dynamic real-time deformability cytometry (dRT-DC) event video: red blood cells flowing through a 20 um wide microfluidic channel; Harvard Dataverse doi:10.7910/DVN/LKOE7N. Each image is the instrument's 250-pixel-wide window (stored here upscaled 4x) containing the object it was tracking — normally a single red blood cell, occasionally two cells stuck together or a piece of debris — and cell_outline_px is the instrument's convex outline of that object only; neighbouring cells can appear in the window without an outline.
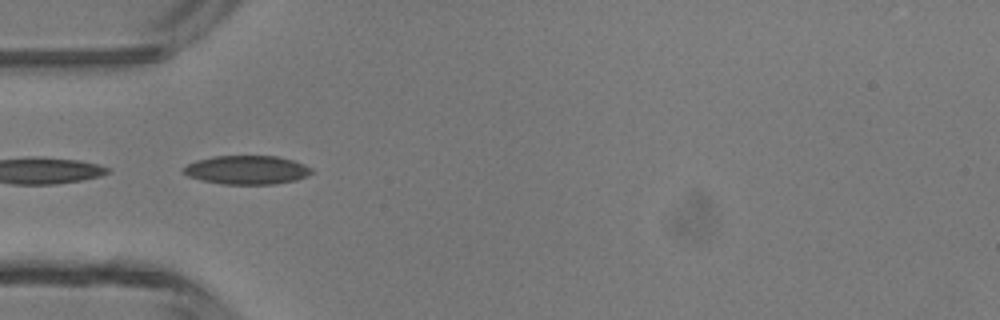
{"species": "common noctule bat (a hibernating species)", "species_latin": "Nyctalus noctula", "temperature_condition": "room temperature", "stored_images_in_passage": 8, "camera_frame_rate_fps": 3000, "um_per_image_px": 0.085, "animal": {"sex": "male", "body_mass_g": 13.3}, "frame": {"image": 1, "passage_image": 1, "time_ms": 0.0, "image_size_px": [1000, 320], "cell_outline_px": [[312, 172], [308, 176], [296, 180], [276, 184], [220, 184], [200, 180], [188, 176], [180, 168], [196, 160], [212, 156], [276, 156], [292, 160], [304, 164], [312, 168]], "centroid_in_image_um": [20.96, 14.45], "position_along_channel_um": 64.0, "area_um2": 21.62}}
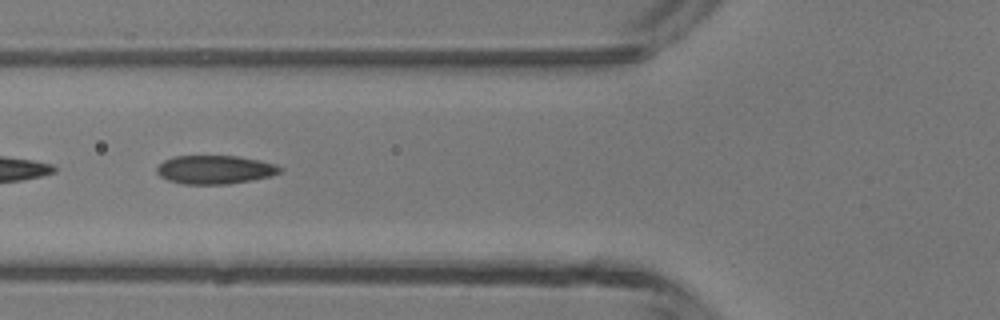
{"frame": {"image": 2, "passage_image": 4, "time_ms": 1.0, "image_size_px": [1000, 320], "cell_outline_px": [[284, 168], [280, 172], [272, 176], [252, 180], [228, 184], [184, 184], [168, 180], [160, 176], [156, 172], [156, 168], [164, 160], [172, 156], [240, 156], [260, 160], [276, 164]], "centroid_in_image_um": [18.29, 14.41], "position_along_channel_um": 107.5, "area_um2": 20.69}}